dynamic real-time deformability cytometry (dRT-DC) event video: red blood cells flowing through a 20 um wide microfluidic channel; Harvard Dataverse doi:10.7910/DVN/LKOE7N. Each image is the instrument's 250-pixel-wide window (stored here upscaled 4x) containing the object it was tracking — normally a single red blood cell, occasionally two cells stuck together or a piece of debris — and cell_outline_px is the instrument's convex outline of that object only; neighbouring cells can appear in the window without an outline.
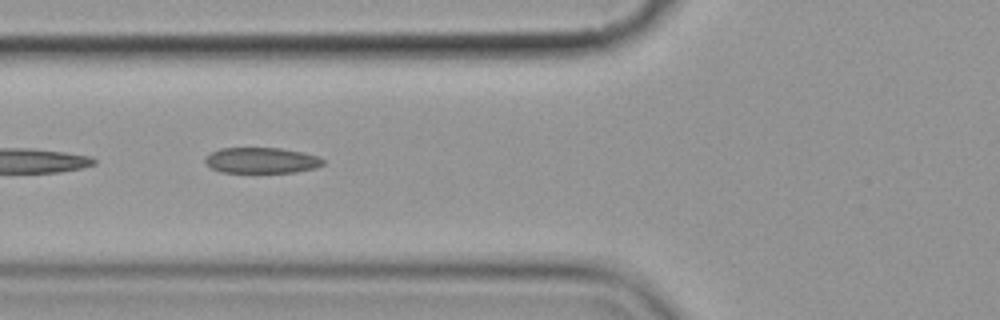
{"species": "common noctule bat (a hibernating species)", "species_latin": "Nyctalus noctula", "temperature_condition": "cold", "stored_images_in_passage": 14, "camera_frame_rate_fps": 3000, "um_per_image_px": 0.085, "animal": {"sex": "female", "body_mass_g": 19.9}, "frame": {"image": 1, "passage_image": 5, "time_ms": 5.333, "image_size_px": [1000, 320], "cell_outline_px": [[324, 164], [316, 168], [296, 172], [220, 172], [204, 164], [204, 160], [212, 152], [220, 148], [280, 148], [304, 152], [316, 156], [324, 160]], "centroid_in_image_um": [22.23, 13.63], "position_along_channel_um": 103.6, "area_um2": 17.69}}
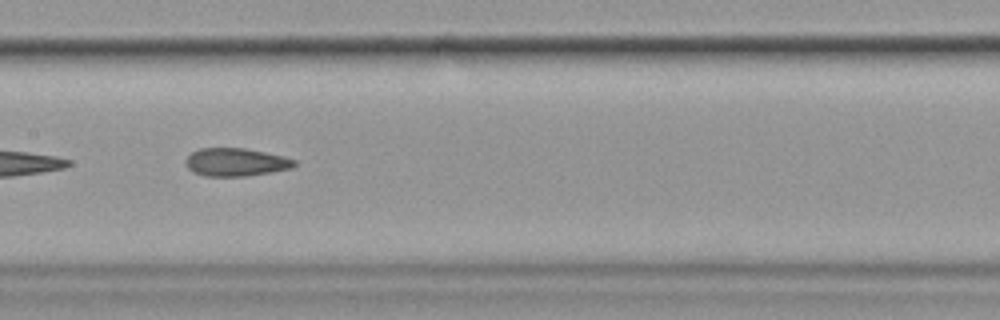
{"frame": {"image": 2, "passage_image": 7, "time_ms": 7.667, "image_size_px": [1000, 320], "cell_outline_px": [[296, 164], [292, 168], [272, 172], [244, 176], [204, 176], [192, 172], [188, 168], [184, 160], [192, 152], [200, 148], [244, 148], [264, 152], [296, 160]], "centroid_in_image_um": [20.01, 13.79], "position_along_channel_um": 187.4, "area_um2": 17.69}, "authors_computed_cell_mechanics": {"area_um2": 18.5249, "velocity_mm_per_s": 3.5924, "shape_relaxation_time_tau1_ms": 6.4599, "shape_relaxation_time_tau2_ms": 2.5299, "deformation_change_tau1": 0.159, "deformation_change_tau2": 0.0961}}